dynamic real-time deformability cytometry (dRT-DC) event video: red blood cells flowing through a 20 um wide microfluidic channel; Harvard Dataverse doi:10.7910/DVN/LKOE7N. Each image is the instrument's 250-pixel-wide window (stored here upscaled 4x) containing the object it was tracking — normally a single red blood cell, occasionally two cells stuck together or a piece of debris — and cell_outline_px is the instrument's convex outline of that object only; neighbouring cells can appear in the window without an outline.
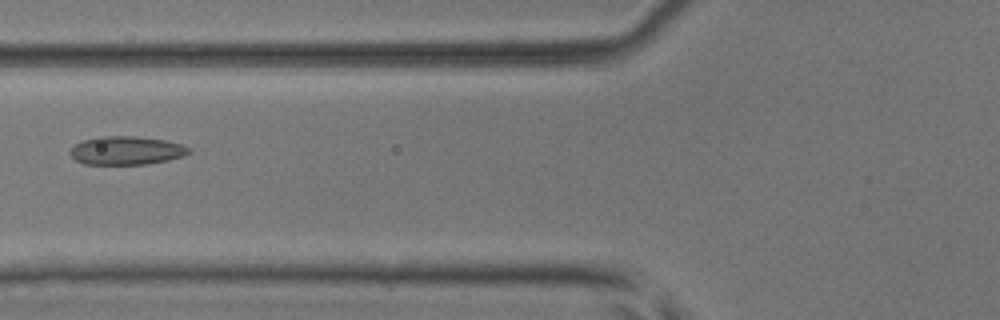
{"species": "common noctule bat (a hibernating species)", "species_latin": "Nyctalus noctula", "temperature_condition": "room temperature", "stored_images_in_passage": 2, "camera_frame_rate_fps": 3000, "um_per_image_px": 0.085, "animal": {"sex": "male", "body_mass_g": 17.9, "forearm_length_mm": 54.2}, "frame": {"image": 1, "passage_image": 2, "time_ms": 0.333, "image_size_px": [1000, 320], "cell_outline_px": [[192, 152], [184, 156], [168, 160], [148, 164], [84, 164], [76, 160], [68, 152], [76, 144], [84, 140], [100, 136], [136, 136], [164, 140], [180, 144], [192, 148]], "centroid_in_image_um": [10.78, 12.79], "position_along_channel_um": 115.0, "area_um2": 19.71}}